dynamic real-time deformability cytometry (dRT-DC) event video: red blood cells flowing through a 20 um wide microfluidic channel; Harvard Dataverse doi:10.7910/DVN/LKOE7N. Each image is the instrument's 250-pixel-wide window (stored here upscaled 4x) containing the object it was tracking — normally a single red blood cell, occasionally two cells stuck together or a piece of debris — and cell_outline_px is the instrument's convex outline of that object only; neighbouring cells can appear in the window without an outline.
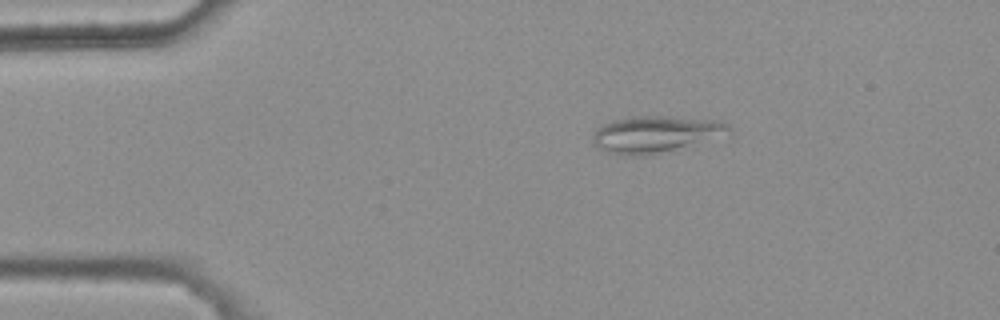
{"species": "common noctule bat (a hibernating species)", "species_latin": "Nyctalus noctula", "temperature_condition": "warm", "stored_images_in_passage": 3, "camera_frame_rate_fps": 3000, "um_per_image_px": 0.085, "animal": {"sex": "female", "body_mass_g": 25.1}, "frame": {"image": 1, "passage_image": 1, "time_ms": 0.0, "image_size_px": [1000, 320], "cell_outline_px": [[732, 136], [656, 152], [636, 156], [628, 156], [608, 152], [592, 144], [592, 136], [596, 128], [612, 120], [632, 116], [660, 116], [720, 120], [728, 124], [732, 128]], "centroid_in_image_um": [55.79, 11.39], "position_along_channel_um": 29.2, "area_um2": 29.19}}